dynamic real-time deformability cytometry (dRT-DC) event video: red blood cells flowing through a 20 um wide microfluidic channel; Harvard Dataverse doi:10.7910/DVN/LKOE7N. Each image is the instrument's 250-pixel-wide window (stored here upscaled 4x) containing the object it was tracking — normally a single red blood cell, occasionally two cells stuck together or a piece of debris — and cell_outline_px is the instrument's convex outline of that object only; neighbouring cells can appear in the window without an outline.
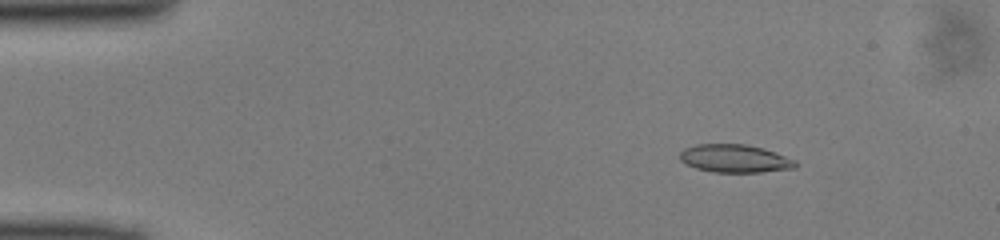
{"species": "common noctule bat (a hibernating species)", "species_latin": "Nyctalus noctula", "temperature_condition": "cold", "stored_images_in_passage": 48, "camera_frame_rate_fps": 3000, "um_per_image_px": 0.085, "animal": {"sex": "male", "body_mass_g": 13.0, "forearm_length_mm": 53.1}, "frame": {"image": 1, "passage_image": 6, "time_ms": 1.667, "image_size_px": [1000, 240], "cell_outline_px": [[800, 164], [796, 168], [760, 172], [712, 172], [696, 168], [680, 160], [680, 152], [684, 148], [696, 144], [744, 144], [764, 148], [796, 160]], "centroid_in_image_um": [62.49, 13.47], "position_along_channel_um": 22.5, "area_um2": 18.96}}
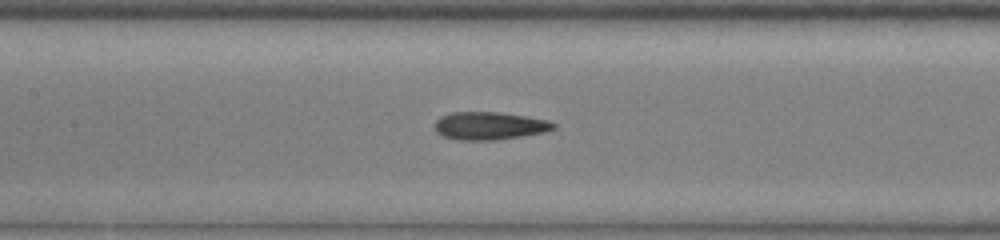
{"frame": {"image": 2, "passage_image": 22, "time_ms": 7.0, "image_size_px": [1000, 240], "cell_outline_px": [[556, 128], [544, 132], [496, 140], [456, 140], [444, 136], [436, 132], [436, 120], [440, 116], [452, 112], [500, 112], [548, 120], [556, 124]], "centroid_in_image_um": [41.6, 10.69], "position_along_channel_um": 165.8, "area_um2": 19.19}}
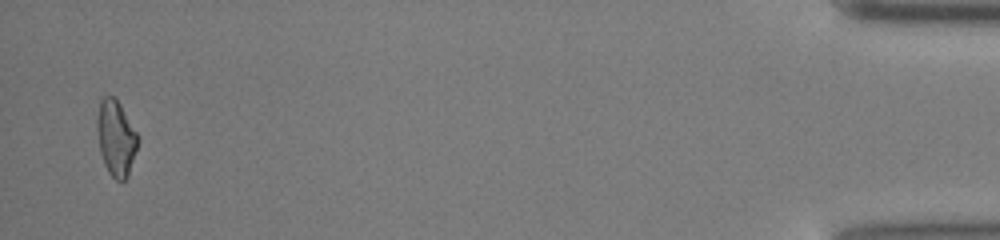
{"frame": {"image": 3, "passage_image": 47, "time_ms": 15.333, "image_size_px": [1000, 240], "cell_outline_px": [[136, 148], [128, 176], [124, 180], [116, 180], [108, 172], [104, 164], [100, 152], [96, 128], [96, 120], [100, 100], [104, 96], [116, 96], [136, 132]], "centroid_in_image_um": [9.81, 11.7], "position_along_channel_um": 425.4, "area_um2": 17.74}}